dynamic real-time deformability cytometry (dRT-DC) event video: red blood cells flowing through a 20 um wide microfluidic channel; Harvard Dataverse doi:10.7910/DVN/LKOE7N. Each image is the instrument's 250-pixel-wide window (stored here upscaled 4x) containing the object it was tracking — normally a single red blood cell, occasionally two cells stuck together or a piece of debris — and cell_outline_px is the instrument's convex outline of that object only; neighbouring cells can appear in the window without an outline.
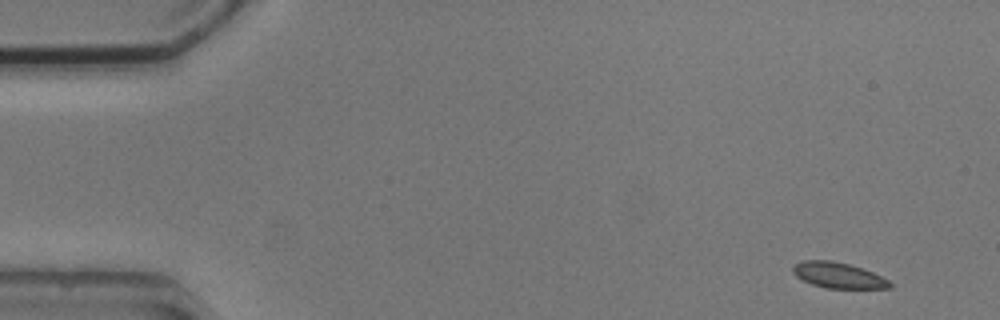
{"species": "common noctule bat (a hibernating species)", "species_latin": "Nyctalus noctula", "temperature_condition": "cold", "stored_images_in_passage": 5, "camera_frame_rate_fps": 3000, "um_per_image_px": 0.085, "animal": {"sex": "male", "body_mass_g": 20.5, "forearm_length_mm": 52.5}, "frame": {"image": 1, "passage_image": 1, "time_ms": 0.0, "image_size_px": [1000, 320], "cell_outline_px": [[892, 288], [828, 288], [812, 284], [796, 276], [792, 272], [792, 268], [796, 264], [804, 260], [832, 260], [848, 264], [872, 272], [888, 280], [892, 284]], "centroid_in_image_um": [71.24, 23.4], "position_along_channel_um": 13.8, "area_um2": 14.28}}
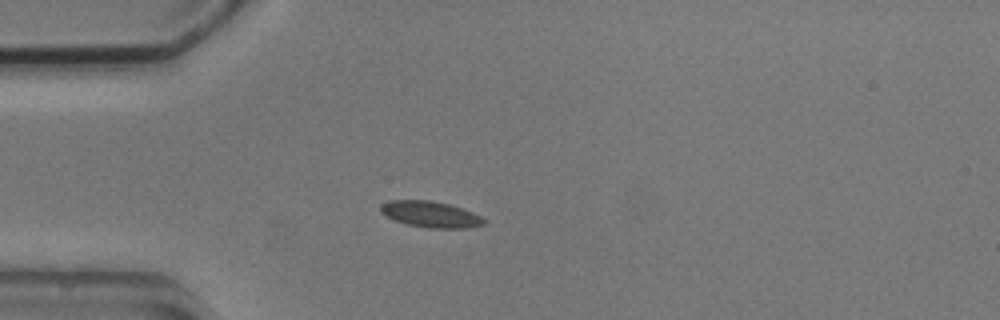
{"frame": {"image": 2, "passage_image": 4, "time_ms": 3.667, "image_size_px": [1000, 320], "cell_outline_px": [[484, 224], [464, 228], [428, 228], [408, 224], [396, 220], [380, 212], [380, 204], [388, 200], [428, 200], [448, 204], [472, 212], [480, 216], [484, 220]], "centroid_in_image_um": [36.55, 18.21], "position_along_channel_um": 48.4, "area_um2": 15.43}}